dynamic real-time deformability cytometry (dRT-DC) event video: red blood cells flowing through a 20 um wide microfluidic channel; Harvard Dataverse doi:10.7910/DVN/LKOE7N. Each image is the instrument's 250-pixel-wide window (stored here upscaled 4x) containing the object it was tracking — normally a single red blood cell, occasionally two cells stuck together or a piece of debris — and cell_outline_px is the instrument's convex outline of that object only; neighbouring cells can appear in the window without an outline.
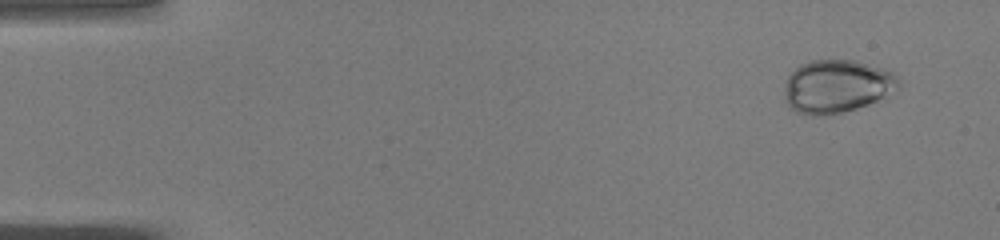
{"species": "common noctule bat (a hibernating species)", "species_latin": "Nyctalus noctula", "temperature_condition": "warm", "stored_images_in_passage": 47, "camera_frame_rate_fps": 3000, "um_per_image_px": 0.085, "animal": {"sex": "male", "body_mass_g": 19.0, "forearm_length_mm": 50.8}, "frame": {"image": 1, "passage_image": 1, "time_ms": 0.0, "image_size_px": [1000, 240], "cell_outline_px": [[900, 80], [896, 84], [876, 100], [868, 104], [844, 112], [820, 116], [812, 116], [796, 112], [788, 108], [784, 100], [784, 96], [788, 76], [800, 64], [812, 60], [856, 60], [892, 72]], "centroid_in_image_um": [71.01, 7.34], "position_along_channel_um": 14.0, "area_um2": 34.74}}
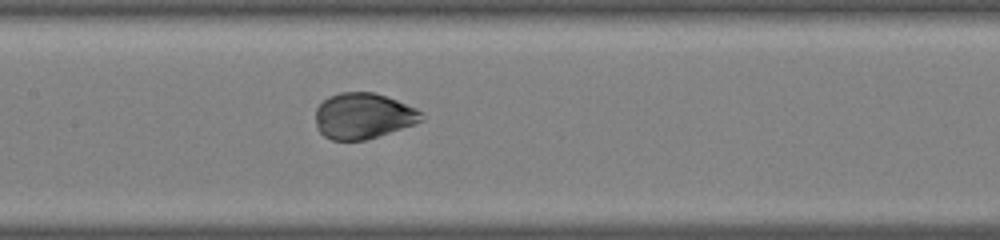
{"frame": {"image": 2, "passage_image": 22, "time_ms": 7.0, "image_size_px": [1000, 240], "cell_outline_px": [[424, 120], [364, 140], [332, 140], [324, 136], [316, 128], [316, 108], [328, 96], [340, 92], [372, 92], [396, 100], [416, 108], [424, 112]], "centroid_in_image_um": [30.85, 9.84], "position_along_channel_um": 176.6, "area_um2": 28.03}}
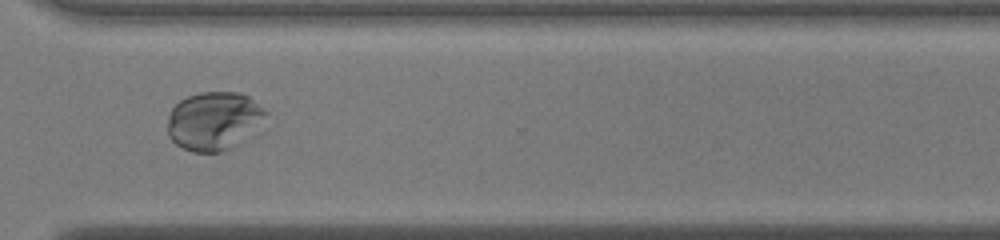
{"frame": {"image": 3, "passage_image": 35, "time_ms": 11.333, "image_size_px": [1000, 240], "cell_outline_px": [[268, 112], [232, 148], [220, 152], [192, 152], [176, 144], [168, 136], [168, 116], [172, 108], [180, 100], [188, 96], [200, 92], [240, 92], [248, 96], [264, 108]], "centroid_in_image_um": [18.1, 10.26], "position_along_channel_um": 352.5, "area_um2": 32.71}}